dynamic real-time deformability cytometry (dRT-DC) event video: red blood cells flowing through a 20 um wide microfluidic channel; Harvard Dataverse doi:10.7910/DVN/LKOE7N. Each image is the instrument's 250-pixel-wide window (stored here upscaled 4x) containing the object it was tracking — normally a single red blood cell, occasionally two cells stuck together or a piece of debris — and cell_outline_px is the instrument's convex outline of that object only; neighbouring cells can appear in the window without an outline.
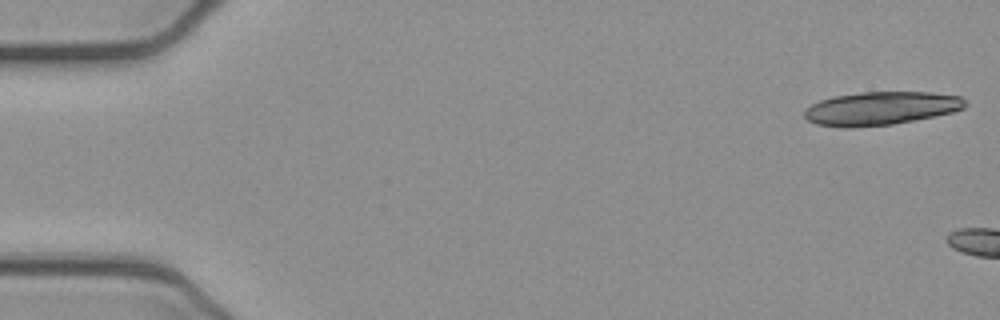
{"species": "common noctule bat (a hibernating species)", "species_latin": "Nyctalus noctula", "temperature_condition": "cold", "stored_images_in_passage": 5, "camera_frame_rate_fps": 3000, "um_per_image_px": 0.085, "animal": {"sex": "female", "body_mass_g": 21.9}, "frame": {"image": 1, "passage_image": 1, "time_ms": 0.0, "image_size_px": [1000, 320], "cell_outline_px": [[968, 104], [964, 108], [952, 112], [892, 124], [848, 128], [816, 124], [808, 120], [804, 116], [804, 108], [820, 100], [832, 96], [864, 92], [932, 92], [964, 96]], "centroid_in_image_um": [74.88, 9.2], "position_along_channel_um": 10.1, "area_um2": 31.33}}